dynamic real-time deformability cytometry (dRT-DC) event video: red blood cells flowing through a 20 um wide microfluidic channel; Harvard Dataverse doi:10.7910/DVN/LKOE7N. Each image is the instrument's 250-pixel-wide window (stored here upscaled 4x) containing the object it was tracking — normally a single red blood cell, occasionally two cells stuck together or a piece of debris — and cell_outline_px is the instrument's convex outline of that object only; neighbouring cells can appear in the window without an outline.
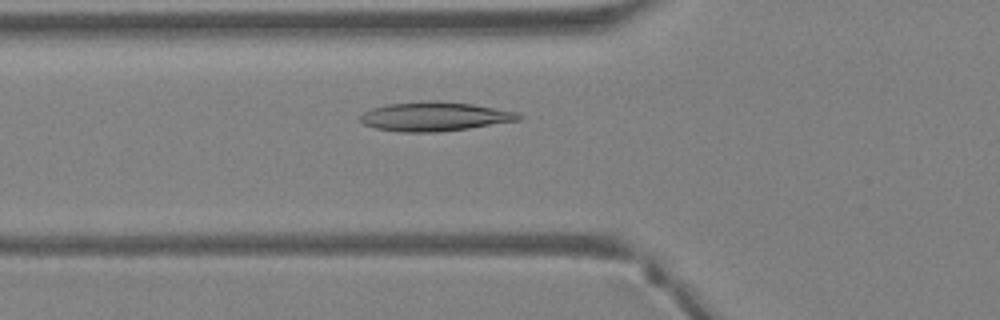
{"species": "Egyptian fruit bat (a non-hibernating species)", "species_latin": "Rousettus aegyptiacus", "temperature_condition": "warm", "stored_images_in_passage": 34, "camera_frame_rate_fps": 3000, "um_per_image_px": 0.085, "animal": {"sex": "female"}, "frame": {"image": 1, "passage_image": 11, "time_ms": 3.333, "image_size_px": [1000, 320], "cell_outline_px": [[524, 116], [520, 120], [468, 128], [436, 132], [400, 132], [376, 128], [364, 124], [360, 120], [360, 116], [364, 112], [372, 108], [388, 104], [424, 100], [436, 100], [472, 104], [516, 112]], "centroid_in_image_um": [36.93, 9.89], "position_along_channel_um": 88.9, "area_um2": 26.82}}
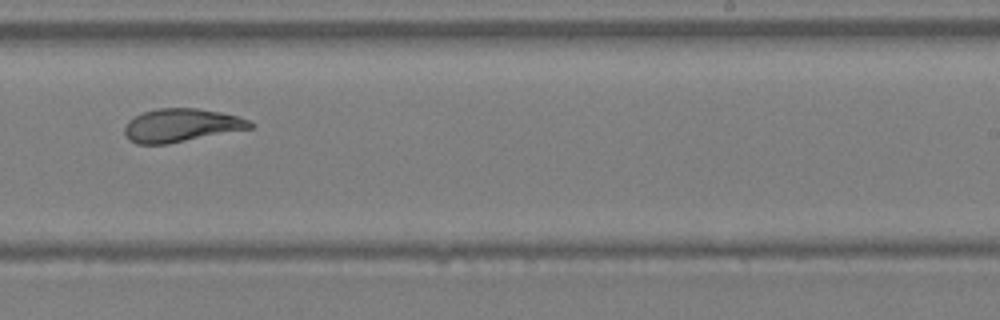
{"frame": {"image": 2, "passage_image": 22, "time_ms": 7.0, "image_size_px": [1000, 320], "cell_outline_px": [[252, 128], [168, 144], [136, 144], [128, 140], [124, 132], [124, 128], [128, 120], [144, 112], [156, 108], [196, 108], [220, 112], [236, 116], [248, 120], [252, 124]], "centroid_in_image_um": [15.36, 10.66], "position_along_channel_um": 273.6, "area_um2": 24.22}}
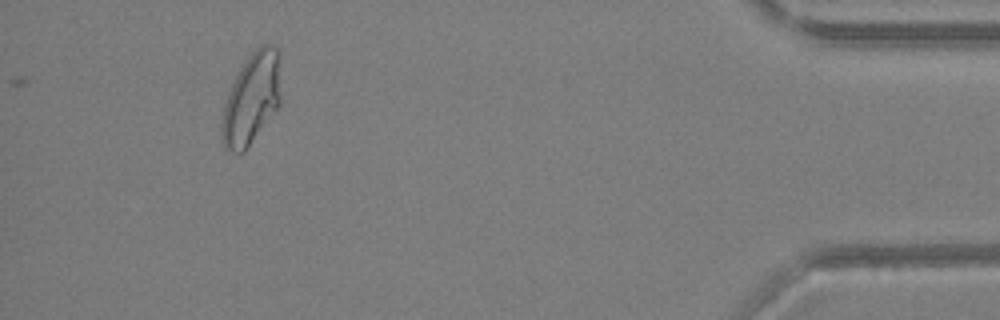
{"frame": {"image": 3, "passage_image": 34, "time_ms": 11.0, "image_size_px": [1000, 320], "cell_outline_px": [[280, 104], [244, 152], [232, 152], [224, 148], [220, 132], [220, 124], [224, 104], [232, 84], [236, 76], [252, 52], [260, 44], [268, 44], [276, 48], [280, 52]], "centroid_in_image_um": [21.38, 8.4], "position_along_channel_um": 413.8, "area_um2": 31.33}}